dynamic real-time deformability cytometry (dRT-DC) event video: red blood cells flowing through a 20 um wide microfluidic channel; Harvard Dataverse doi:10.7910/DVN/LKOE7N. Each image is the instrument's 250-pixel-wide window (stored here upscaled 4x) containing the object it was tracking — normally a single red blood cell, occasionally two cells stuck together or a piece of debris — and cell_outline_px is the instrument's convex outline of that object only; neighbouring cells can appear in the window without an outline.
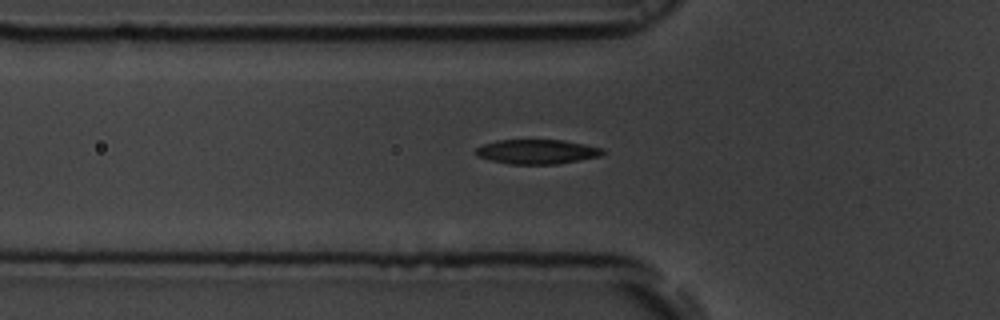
{"species": "common noctule bat (a hibernating species)", "species_latin": "Nyctalus noctula", "temperature_condition": "room temperature", "stored_images_in_passage": 37, "camera_frame_rate_fps": 3000, "um_per_image_px": 0.085, "animal": {"sex": "male", "body_mass_g": 19.5, "forearm_length_mm": 54.6}, "frame": {"image": 1, "passage_image": 2, "time_ms": 0.333, "image_size_px": [1000, 320], "cell_outline_px": [[604, 152], [600, 156], [556, 164], [508, 164], [476, 156], [476, 148], [484, 144], [496, 140], [564, 140], [604, 148]], "centroid_in_image_um": [45.64, 12.89], "position_along_channel_um": 80.2, "area_um2": 18.03}}
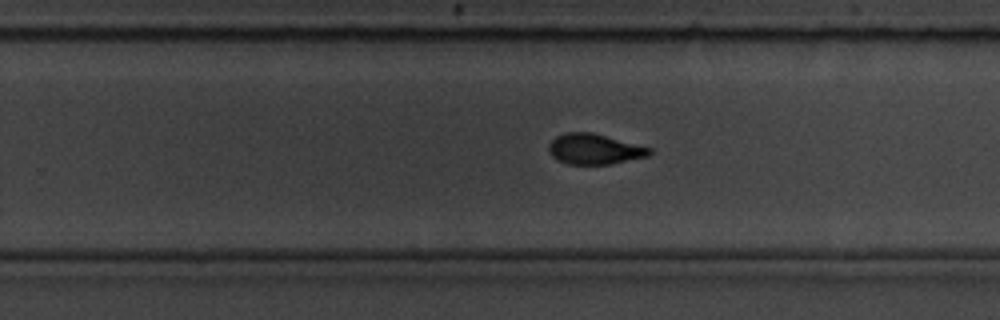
{"frame": {"image": 2, "passage_image": 18, "time_ms": 5.667, "image_size_px": [1000, 320], "cell_outline_px": [[652, 152], [648, 156], [612, 164], [568, 164], [552, 156], [548, 152], [548, 144], [556, 136], [564, 132], [592, 132], [652, 148]], "centroid_in_image_um": [50.52, 12.66], "position_along_channel_um": 279.3, "area_um2": 17.92}}
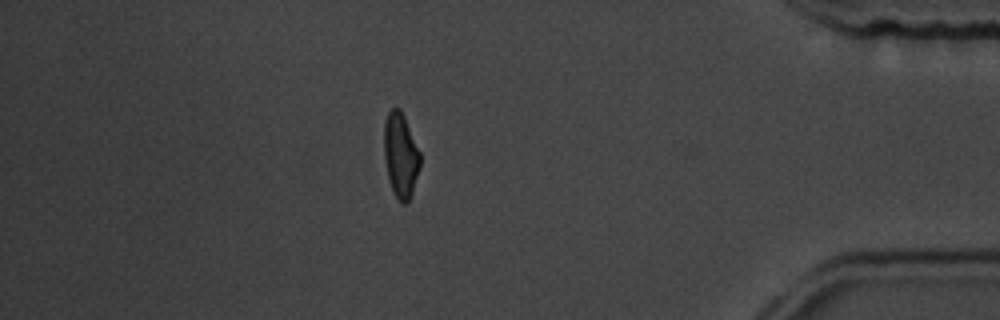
{"frame": {"image": 3, "passage_image": 31, "time_ms": 10.0, "image_size_px": [1000, 320], "cell_outline_px": [[420, 168], [408, 204], [404, 204], [396, 196], [388, 180], [384, 156], [384, 124], [388, 112], [392, 108], [400, 108], [404, 116], [420, 152]], "centroid_in_image_um": [34.05, 13.19], "position_along_channel_um": 401.1, "area_um2": 17.74}}